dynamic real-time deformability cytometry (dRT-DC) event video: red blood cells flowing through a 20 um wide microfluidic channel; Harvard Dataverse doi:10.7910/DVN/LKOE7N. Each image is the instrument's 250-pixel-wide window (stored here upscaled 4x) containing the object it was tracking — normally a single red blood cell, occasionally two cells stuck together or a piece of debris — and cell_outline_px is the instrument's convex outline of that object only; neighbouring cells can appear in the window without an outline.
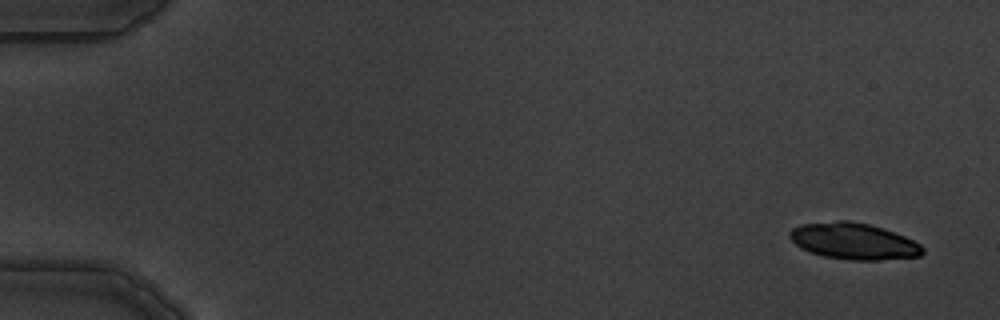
{"species": "common noctule bat (a hibernating species)", "species_latin": "Nyctalus noctula", "temperature_condition": "warm", "stored_images_in_passage": 5, "camera_frame_rate_fps": 3000, "um_per_image_px": 0.085, "animal": {"sex": "male", "body_mass_g": 19.5, "forearm_length_mm": 54.6}, "frame": {"image": 1, "passage_image": 1, "time_ms": 0.0, "image_size_px": [1000, 320], "cell_outline_px": [[924, 252], [920, 256], [880, 260], [848, 260], [824, 256], [808, 252], [800, 248], [788, 236], [788, 232], [792, 228], [800, 224], [836, 220], [848, 220], [868, 224], [884, 228], [904, 236], [920, 244], [924, 248]], "centroid_in_image_um": [72.53, 20.49], "position_along_channel_um": 12.5, "area_um2": 28.44}}